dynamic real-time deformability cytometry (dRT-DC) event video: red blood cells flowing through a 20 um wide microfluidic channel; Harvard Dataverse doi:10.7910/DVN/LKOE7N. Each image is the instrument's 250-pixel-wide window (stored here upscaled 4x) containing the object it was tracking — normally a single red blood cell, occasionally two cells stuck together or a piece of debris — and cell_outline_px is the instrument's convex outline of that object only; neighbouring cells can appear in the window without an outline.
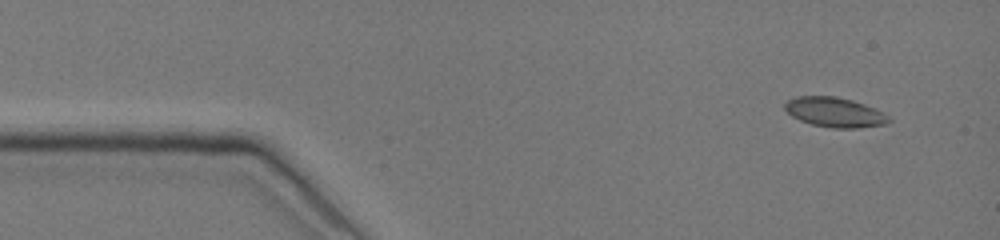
{"species": "common noctule bat (a hibernating species)", "species_latin": "Nyctalus noctula", "temperature_condition": "cold", "stored_images_in_passage": 2, "camera_frame_rate_fps": 3000, "um_per_image_px": 0.085, "animal": {"sex": "female", "body_mass_g": 19.0, "forearm_length_mm": 51.5}, "frame": {"image": 1, "passage_image": 1, "time_ms": 0.0, "image_size_px": [1000, 240], "cell_outline_px": [[892, 120], [884, 124], [856, 128], [836, 128], [812, 124], [800, 120], [792, 116], [784, 108], [784, 104], [788, 100], [796, 96], [836, 96], [852, 100], [864, 104], [888, 116]], "centroid_in_image_um": [70.91, 9.53], "position_along_channel_um": 14.1, "area_um2": 17.74}}